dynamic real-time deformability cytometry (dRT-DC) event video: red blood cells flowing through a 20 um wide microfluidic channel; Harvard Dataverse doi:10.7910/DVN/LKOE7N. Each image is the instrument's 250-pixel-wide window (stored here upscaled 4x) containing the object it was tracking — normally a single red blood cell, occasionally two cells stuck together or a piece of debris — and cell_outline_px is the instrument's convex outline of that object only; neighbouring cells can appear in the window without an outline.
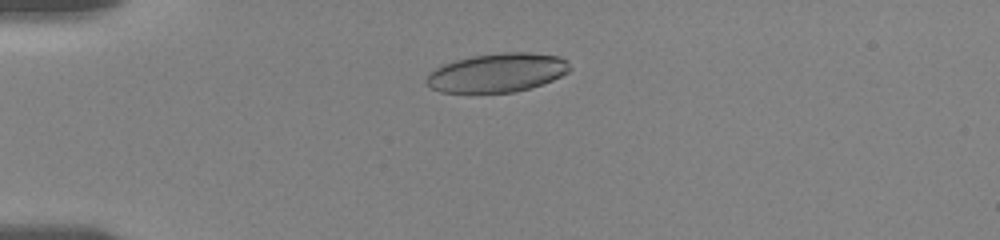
{"species": "human", "species_latin": "Homo sapiens", "temperature_condition": "room temperature", "stored_images_in_passage": 53, "camera_frame_rate_fps": 3000, "um_per_image_px": 0.085, "donor": {"sex": "female"}, "frame": {"image": 1, "passage_image": 11, "time_ms": 3.333, "image_size_px": [1000, 240], "cell_outline_px": [[572, 68], [568, 72], [552, 80], [516, 92], [440, 92], [432, 88], [424, 80], [428, 72], [444, 64], [456, 60], [472, 56], [504, 52], [528, 52], [560, 56], [568, 60]], "centroid_in_image_um": [42.28, 6.17], "position_along_channel_um": 42.7, "area_um2": 32.43}}
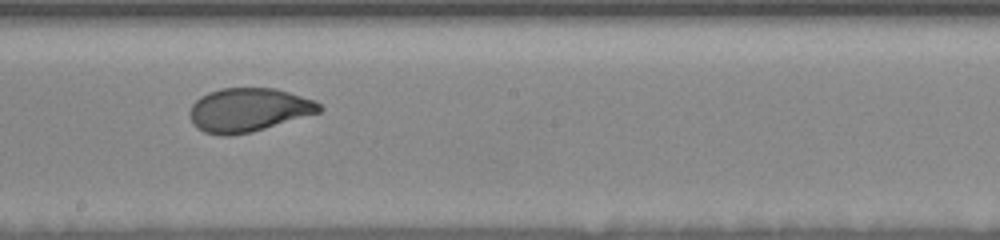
{"frame": {"image": 2, "passage_image": 29, "time_ms": 9.333, "image_size_px": [1000, 240], "cell_outline_px": [[324, 108], [320, 112], [252, 132], [228, 136], [220, 136], [204, 132], [196, 128], [192, 124], [188, 116], [188, 112], [192, 104], [200, 96], [208, 92], [220, 88], [276, 88], [316, 100]], "centroid_in_image_um": [21.09, 9.34], "position_along_channel_um": 227.1, "area_um2": 33.41}}
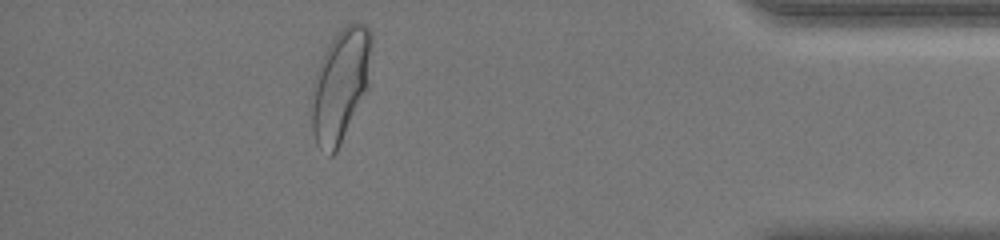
{"frame": {"image": 3, "passage_image": 47, "time_ms": 15.333, "image_size_px": [1000, 240], "cell_outline_px": [[372, 40], [368, 88], [336, 152], [332, 156], [328, 156], [316, 144], [312, 128], [312, 84], [316, 72], [324, 52], [332, 40], [344, 24], [364, 24], [372, 32]], "centroid_in_image_um": [28.94, 7.24], "position_along_channel_um": 406.3, "area_um2": 39.13}, "authors_computed_cell_mechanics": {"area_um2": 33.3506, "velocity_mm_per_s": 3.6213, "shape_relaxation_time_tau1_ms": 4.7793, "shape_relaxation_time_tau2_ms": null, "deformation_change_tau1": 0.1743, "deformation_change_tau2": null}}